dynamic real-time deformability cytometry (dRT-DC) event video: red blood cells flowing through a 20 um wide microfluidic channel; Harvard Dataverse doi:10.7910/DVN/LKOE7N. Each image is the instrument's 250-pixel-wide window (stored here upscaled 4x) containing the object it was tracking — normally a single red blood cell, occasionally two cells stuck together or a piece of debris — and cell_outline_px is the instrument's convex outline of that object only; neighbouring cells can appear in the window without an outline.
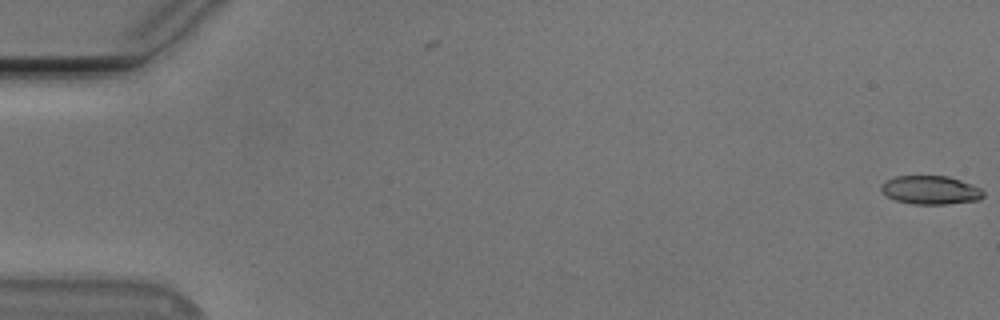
{"species": "Egyptian fruit bat (a non-hibernating species)", "species_latin": "Rousettus aegyptiacus", "temperature_condition": "cold", "stored_images_in_passage": 2, "camera_frame_rate_fps": 3000, "um_per_image_px": 0.085, "animal": {"sex": "male"}, "frame": {"image": 1, "passage_image": 2, "time_ms": 0.333, "image_size_px": [1000, 320], "cell_outline_px": [[984, 196], [980, 200], [948, 204], [912, 204], [896, 200], [888, 196], [880, 188], [880, 184], [884, 180], [896, 176], [948, 176], [972, 184], [980, 188], [984, 192]], "centroid_in_image_um": [79.11, 16.15], "position_along_channel_um": 5.9, "area_um2": 17.11}}